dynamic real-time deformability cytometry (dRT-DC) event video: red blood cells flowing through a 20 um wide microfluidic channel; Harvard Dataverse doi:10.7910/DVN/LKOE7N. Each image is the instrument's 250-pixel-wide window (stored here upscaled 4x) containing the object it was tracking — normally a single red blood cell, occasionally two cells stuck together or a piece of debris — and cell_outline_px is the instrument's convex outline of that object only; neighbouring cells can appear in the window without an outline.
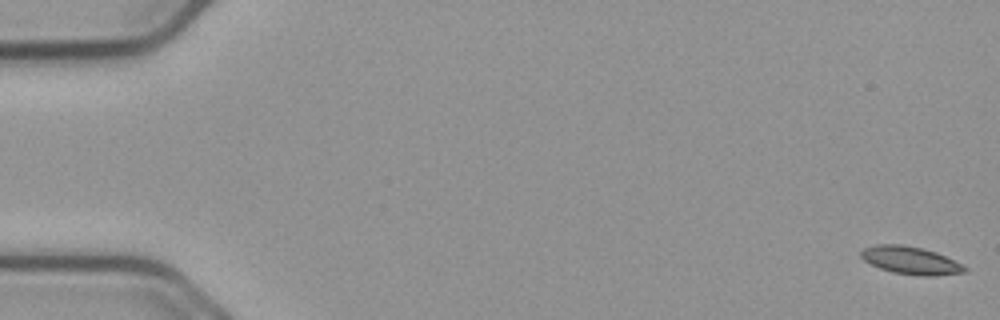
{"species": "common noctule bat (a hibernating species)", "species_latin": "Nyctalus noctula", "temperature_condition": "cold", "stored_images_in_passage": 56, "camera_frame_rate_fps": 3000, "um_per_image_px": 0.085, "animal": {"sex": "male", "body_mass_g": 23.1, "forearm_length_mm": 52.7}, "frame": {"image": 1, "passage_image": 1, "time_ms": 0.0, "image_size_px": [1000, 320], "cell_outline_px": [[968, 268], [964, 272], [936, 276], [920, 276], [892, 272], [880, 268], [864, 260], [860, 256], [860, 252], [864, 248], [876, 244], [900, 244], [920, 248], [936, 252]], "centroid_in_image_um": [77.37, 22.14], "position_along_channel_um": 7.6, "area_um2": 16.53}}
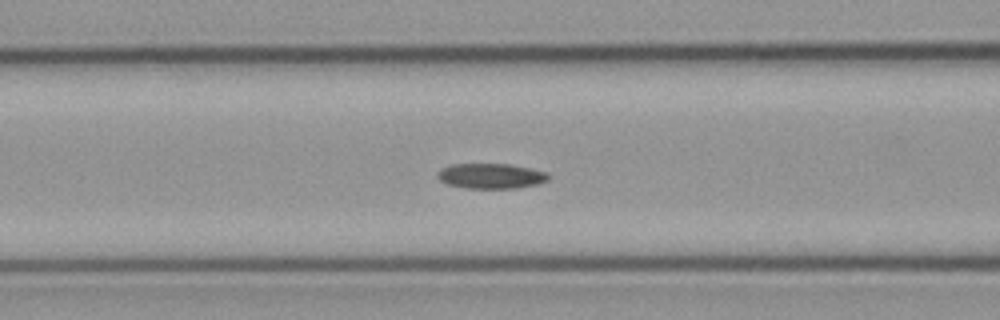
{"frame": {"image": 2, "passage_image": 23, "time_ms": 7.333, "image_size_px": [1000, 320], "cell_outline_px": [[552, 176], [548, 180], [536, 184], [516, 188], [468, 188], [448, 184], [440, 180], [436, 176], [436, 172], [440, 168], [452, 164], [512, 164], [532, 168], [548, 172]], "centroid_in_image_um": [41.75, 14.94], "position_along_channel_um": 124.8, "area_um2": 16.47}}
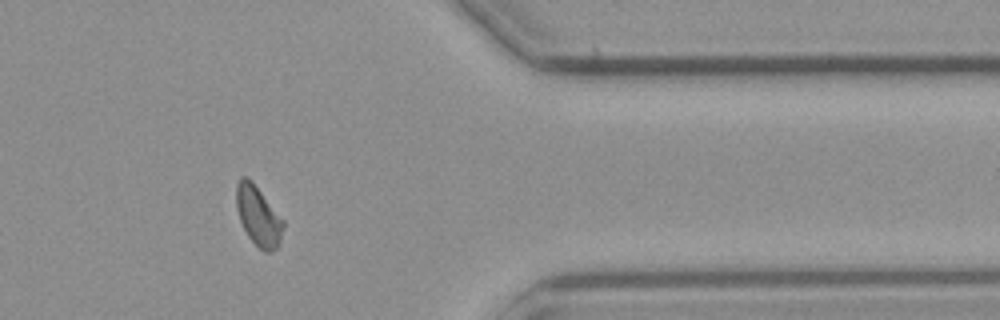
{"frame": {"image": 3, "passage_image": 46, "time_ms": 15.0, "image_size_px": [1000, 320], "cell_outline_px": [[284, 224], [280, 244], [272, 252], [264, 252], [248, 236], [240, 220], [236, 208], [236, 184], [240, 176], [244, 176], [252, 180], [284, 220]], "centroid_in_image_um": [21.96, 18.34], "position_along_channel_um": 389.4, "area_um2": 16.42}}